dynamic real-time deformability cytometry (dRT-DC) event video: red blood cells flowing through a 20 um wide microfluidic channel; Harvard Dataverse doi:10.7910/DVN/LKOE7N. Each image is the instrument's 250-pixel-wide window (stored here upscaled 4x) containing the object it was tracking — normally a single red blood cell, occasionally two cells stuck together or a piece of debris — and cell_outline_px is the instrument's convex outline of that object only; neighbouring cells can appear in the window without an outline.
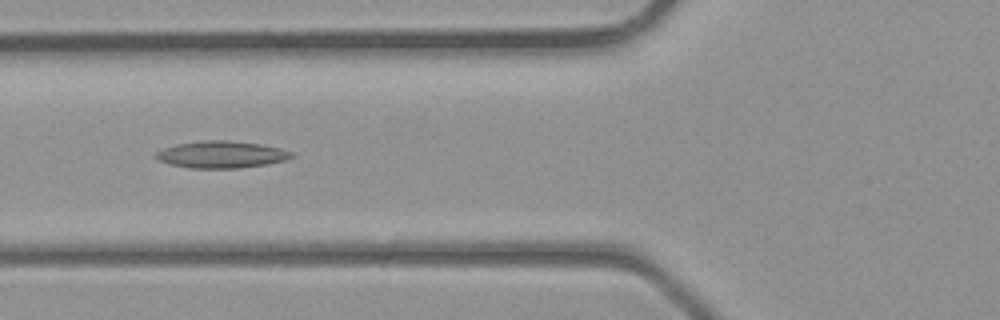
{"species": "common noctule bat (a hibernating species)", "species_latin": "Nyctalus noctula", "temperature_condition": "room temperature", "stored_images_in_passage": 33, "camera_frame_rate_fps": 3000, "um_per_image_px": 0.085, "animal": {"sex": "male", "body_mass_g": 23.1, "forearm_length_mm": 52.7}, "frame": {"image": 1, "passage_image": 14, "time_ms": 4.333, "image_size_px": [1000, 320], "cell_outline_px": [[296, 156], [284, 160], [268, 164], [240, 168], [188, 168], [172, 164], [160, 160], [152, 156], [156, 152], [164, 148], [176, 144], [204, 140], [228, 140], [260, 144], [280, 148], [292, 152]], "centroid_in_image_um": [18.83, 13.13], "position_along_channel_um": 107.0, "area_um2": 21.33}}
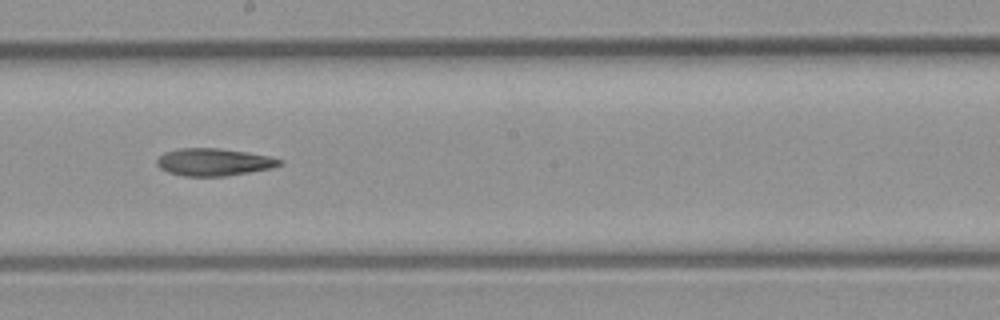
{"frame": {"image": 2, "passage_image": 21, "time_ms": 6.667, "image_size_px": [1000, 320], "cell_outline_px": [[284, 164], [272, 168], [224, 176], [184, 176], [168, 172], [160, 168], [156, 164], [156, 160], [164, 152], [180, 148], [220, 148], [248, 152], [272, 156], [284, 160]], "centroid_in_image_um": [18.21, 13.77], "position_along_channel_um": 230.0, "area_um2": 19.77}}
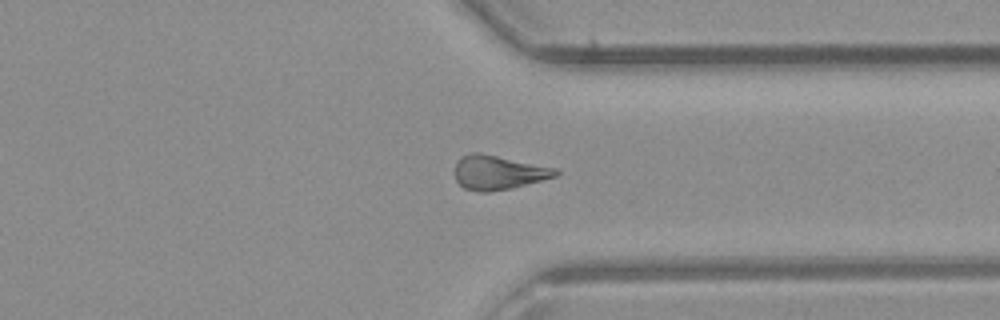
{"frame": {"image": 3, "passage_image": 29, "time_ms": 9.333, "image_size_px": [1000, 320], "cell_outline_px": [[560, 172], [556, 176], [512, 188], [488, 192], [476, 192], [464, 188], [456, 180], [456, 160], [460, 156], [472, 152], [480, 152], [556, 168]], "centroid_in_image_um": [42.33, 14.65], "position_along_channel_um": 369.1, "area_um2": 20.11}}